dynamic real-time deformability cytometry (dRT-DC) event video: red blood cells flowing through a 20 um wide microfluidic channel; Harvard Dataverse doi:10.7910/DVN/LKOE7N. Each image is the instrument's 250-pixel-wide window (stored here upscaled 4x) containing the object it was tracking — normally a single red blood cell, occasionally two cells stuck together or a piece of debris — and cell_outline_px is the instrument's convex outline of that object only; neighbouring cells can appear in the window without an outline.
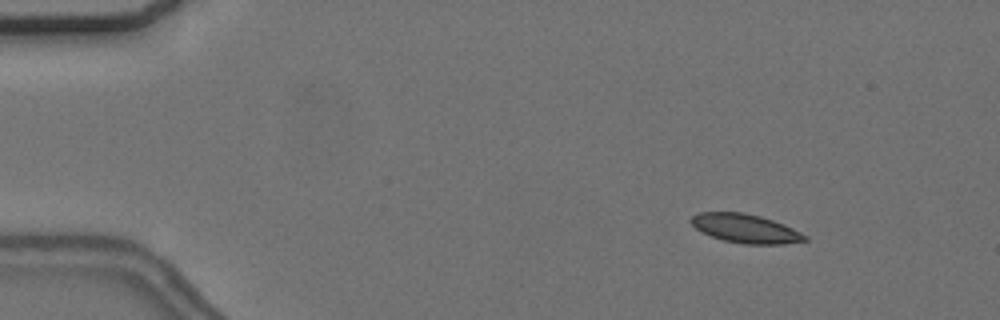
{"species": "common noctule bat (a hibernating species)", "species_latin": "Nyctalus noctula", "temperature_condition": "cold", "stored_images_in_passage": 56, "camera_frame_rate_fps": 3000, "um_per_image_px": 0.085, "animal": {"sex": "female", "body_mass_g": 24.6, "forearm_length_mm": 56.2}, "frame": {"image": 1, "passage_image": 7, "time_ms": 2.0, "image_size_px": [1000, 320], "cell_outline_px": [[808, 240], [784, 244], [744, 244], [724, 240], [712, 236], [696, 228], [688, 220], [692, 216], [700, 212], [744, 212], [760, 216], [784, 224], [808, 236]], "centroid_in_image_um": [63.38, 19.42], "position_along_channel_um": 21.6, "area_um2": 19.02}}
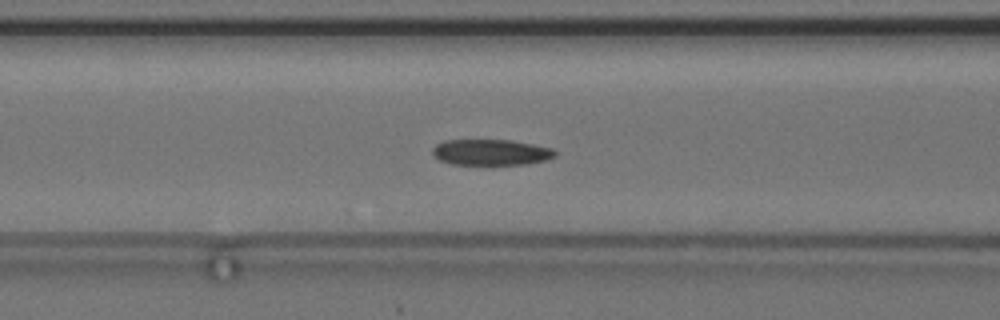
{"frame": {"image": 2, "passage_image": 23, "time_ms": 7.333, "image_size_px": [1000, 320], "cell_outline_px": [[556, 156], [544, 160], [528, 164], [452, 164], [440, 160], [432, 152], [432, 148], [436, 144], [444, 140], [512, 140], [552, 148], [556, 152]], "centroid_in_image_um": [41.73, 12.93], "position_along_channel_um": 124.9, "area_um2": 18.38}}
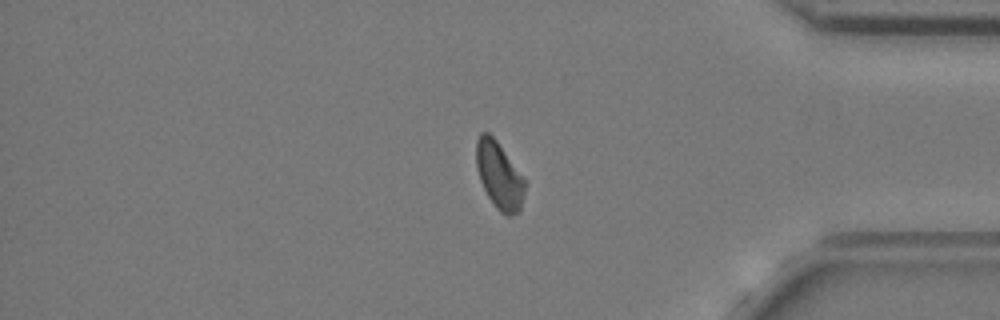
{"frame": {"image": 3, "passage_image": 47, "time_ms": 15.333, "image_size_px": [1000, 320], "cell_outline_px": [[524, 192], [520, 212], [512, 216], [508, 216], [500, 212], [496, 208], [488, 196], [480, 180], [476, 168], [476, 140], [480, 132], [488, 132], [496, 140], [524, 180]], "centroid_in_image_um": [42.4, 14.93], "position_along_channel_um": 392.8, "area_um2": 18.67}, "authors_computed_cell_mechanics": {"area_um2": 19.4208, "velocity_mm_per_s": 3.6453, "shape_relaxation_time_tau1_ms": 7.3623, "shape_relaxation_time_tau2_ms": 2.8041, "deformation_change_tau1": 0.1477, "deformation_change_tau2": 0.0844}}